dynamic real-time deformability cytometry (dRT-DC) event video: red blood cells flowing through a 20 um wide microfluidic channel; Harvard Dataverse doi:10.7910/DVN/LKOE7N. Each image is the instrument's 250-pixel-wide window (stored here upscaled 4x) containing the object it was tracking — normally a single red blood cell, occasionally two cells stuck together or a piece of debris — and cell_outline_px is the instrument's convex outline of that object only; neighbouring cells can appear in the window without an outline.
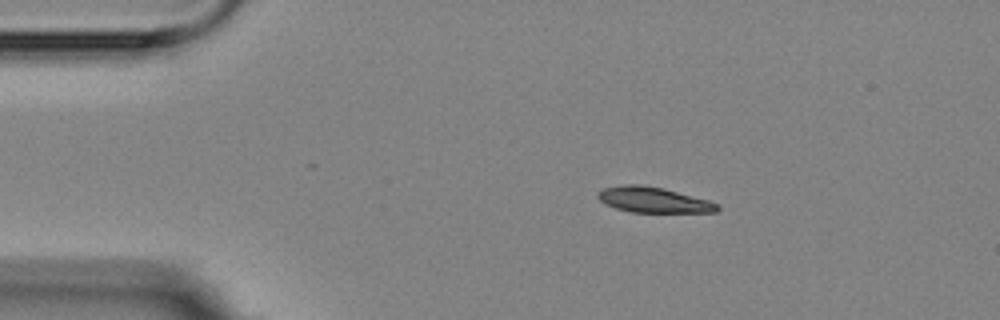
{"species": "Egyptian fruit bat (a non-hibernating species)", "species_latin": "Rousettus aegyptiacus", "temperature_condition": "room temperature", "stored_images_in_passage": 4, "camera_frame_rate_fps": 3000, "um_per_image_px": 0.085, "animal": {"sex": "female"}, "frame": {"image": 1, "passage_image": 1, "time_ms": 0.0, "image_size_px": [1000, 320], "cell_outline_px": [[720, 208], [716, 212], [632, 212], [616, 208], [600, 200], [596, 196], [596, 192], [604, 188], [624, 184], [640, 184], [660, 188], [708, 200], [720, 204]], "centroid_in_image_um": [55.53, 16.99], "position_along_channel_um": 29.5, "area_um2": 17.51}}
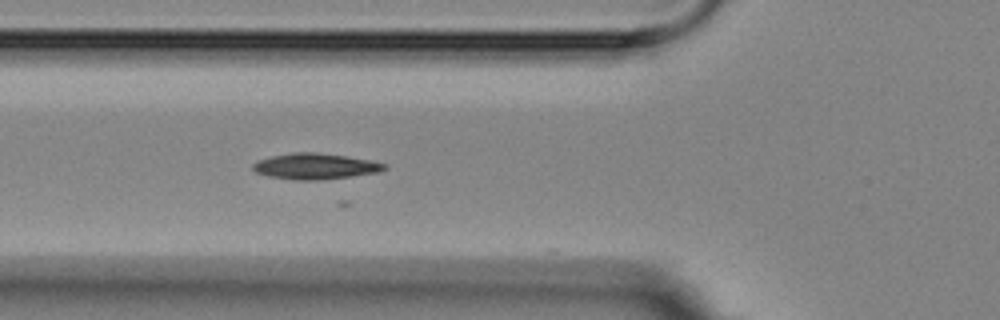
{"frame": {"image": 2, "passage_image": 4, "time_ms": 3.333, "image_size_px": [1000, 320], "cell_outline_px": [[388, 168], [380, 172], [352, 176], [320, 180], [296, 180], [268, 176], [256, 172], [252, 168], [252, 164], [256, 160], [272, 156], [292, 152], [316, 152], [348, 156], [372, 160], [388, 164]], "centroid_in_image_um": [26.83, 14.13], "position_along_channel_um": 99.0, "area_um2": 20.11}}